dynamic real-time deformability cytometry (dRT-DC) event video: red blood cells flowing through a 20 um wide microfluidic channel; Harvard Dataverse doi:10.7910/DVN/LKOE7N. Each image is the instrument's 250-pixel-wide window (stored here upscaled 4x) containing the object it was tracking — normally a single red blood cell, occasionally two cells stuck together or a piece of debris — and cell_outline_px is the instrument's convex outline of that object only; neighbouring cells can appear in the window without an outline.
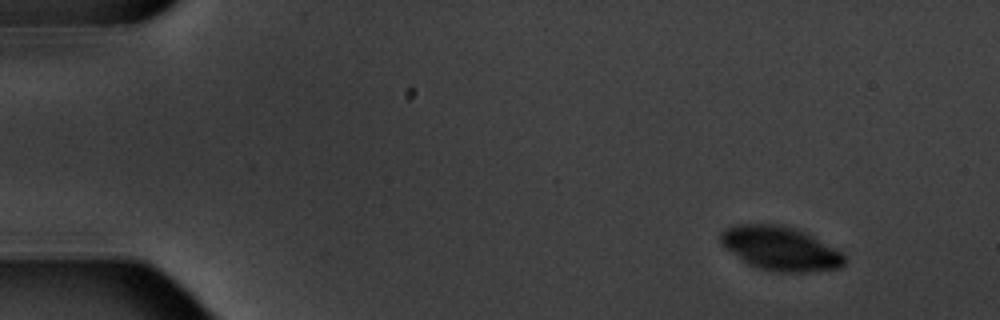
{"species": "common noctule bat (a hibernating species)", "species_latin": "Nyctalus noctula", "temperature_condition": "warm", "stored_images_in_passage": 10, "camera_frame_rate_fps": 3000, "um_per_image_px": 0.085, "animal": {"sex": "male", "body_mass_g": 20.1, "forearm_length_mm": 53.5}, "frame": {"image": 1, "passage_image": 1, "time_ms": 0.0, "image_size_px": [1000, 320], "cell_outline_px": [[848, 260], [840, 268], [804, 272], [776, 272], [760, 268], [748, 264], [724, 248], [720, 244], [720, 232], [724, 228], [740, 224], [772, 224], [792, 228], [804, 232], [812, 236], [840, 252]], "centroid_in_image_um": [66.28, 21.13], "position_along_channel_um": 18.7, "area_um2": 31.44}}